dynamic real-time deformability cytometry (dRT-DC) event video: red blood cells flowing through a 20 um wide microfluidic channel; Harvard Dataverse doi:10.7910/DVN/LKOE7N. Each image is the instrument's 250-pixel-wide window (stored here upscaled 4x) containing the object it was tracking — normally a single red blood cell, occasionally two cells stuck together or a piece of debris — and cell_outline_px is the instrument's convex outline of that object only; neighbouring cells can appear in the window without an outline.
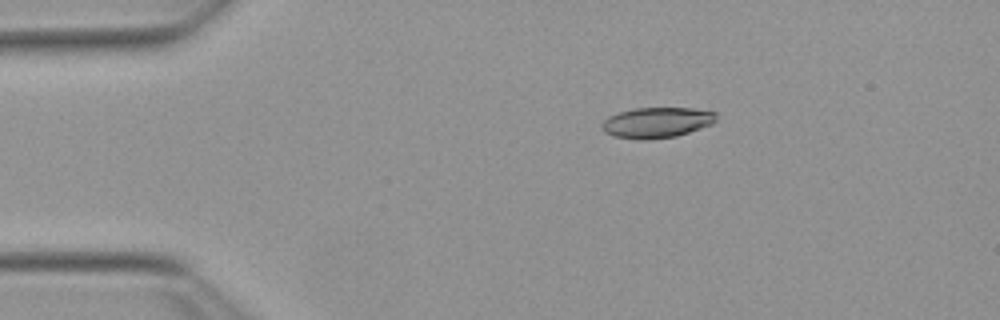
{"species": "Egyptian fruit bat (a non-hibernating species)", "species_latin": "Rousettus aegyptiacus", "temperature_condition": "warm", "stored_images_in_passage": 38, "camera_frame_rate_fps": 3000, "um_per_image_px": 0.085, "animal": {"sex": "female"}, "frame": {"image": 1, "passage_image": 1, "time_ms": 0.0, "image_size_px": [1000, 320], "cell_outline_px": [[716, 120], [712, 124], [676, 136], [648, 140], [636, 140], [612, 136], [604, 132], [600, 124], [608, 116], [620, 112], [636, 108], [692, 108], [716, 112]], "centroid_in_image_um": [55.79, 10.43], "position_along_channel_um": 29.2, "area_um2": 20.46}}
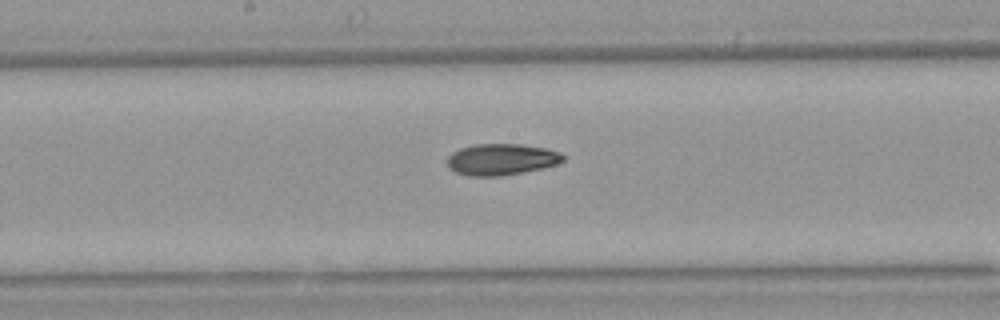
{"frame": {"image": 2, "passage_image": 19, "time_ms": 6.0, "image_size_px": [1000, 320], "cell_outline_px": [[564, 160], [556, 164], [540, 168], [500, 176], [468, 176], [456, 172], [448, 168], [448, 156], [452, 152], [460, 148], [476, 144], [520, 144], [544, 148], [560, 152], [564, 156]], "centroid_in_image_um": [42.58, 13.54], "position_along_channel_um": 205.6, "area_um2": 20.98}}
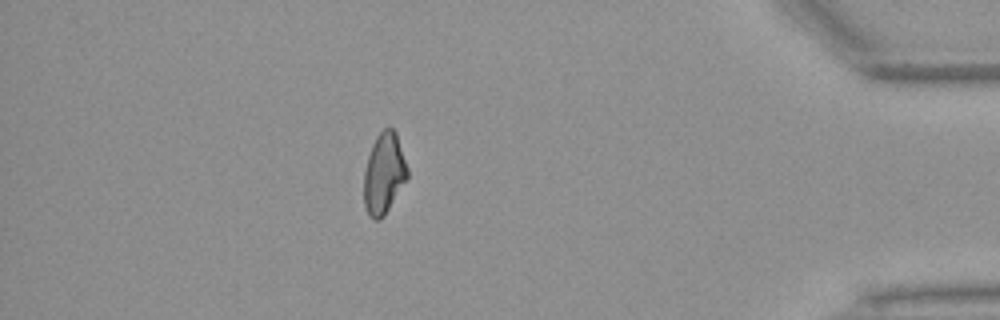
{"frame": {"image": 3, "passage_image": 38, "time_ms": 12.333, "image_size_px": [1000, 320], "cell_outline_px": [[408, 180], [384, 216], [380, 220], [372, 220], [368, 216], [364, 204], [364, 172], [368, 156], [372, 144], [376, 136], [388, 124], [396, 132], [408, 168]], "centroid_in_image_um": [32.65, 14.76], "position_along_channel_um": 402.6, "area_um2": 20.92}}